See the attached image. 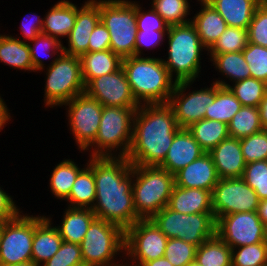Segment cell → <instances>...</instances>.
Segmentation results:
<instances>
[{
  "label": "cell",
  "mask_w": 267,
  "mask_h": 266,
  "mask_svg": "<svg viewBox=\"0 0 267 266\" xmlns=\"http://www.w3.org/2000/svg\"><path fill=\"white\" fill-rule=\"evenodd\" d=\"M110 49V33L100 21L91 32L88 51L96 52Z\"/></svg>",
  "instance_id": "cell-50"
},
{
  "label": "cell",
  "mask_w": 267,
  "mask_h": 266,
  "mask_svg": "<svg viewBox=\"0 0 267 266\" xmlns=\"http://www.w3.org/2000/svg\"><path fill=\"white\" fill-rule=\"evenodd\" d=\"M187 130L205 152H209L229 137L228 125L211 119L199 120L191 124Z\"/></svg>",
  "instance_id": "cell-31"
},
{
  "label": "cell",
  "mask_w": 267,
  "mask_h": 266,
  "mask_svg": "<svg viewBox=\"0 0 267 266\" xmlns=\"http://www.w3.org/2000/svg\"><path fill=\"white\" fill-rule=\"evenodd\" d=\"M99 22L100 0L85 1L81 7L76 5V22L67 37L69 48L63 45V52L78 57L87 53L91 32Z\"/></svg>",
  "instance_id": "cell-18"
},
{
  "label": "cell",
  "mask_w": 267,
  "mask_h": 266,
  "mask_svg": "<svg viewBox=\"0 0 267 266\" xmlns=\"http://www.w3.org/2000/svg\"><path fill=\"white\" fill-rule=\"evenodd\" d=\"M259 4L267 6V0H259Z\"/></svg>",
  "instance_id": "cell-59"
},
{
  "label": "cell",
  "mask_w": 267,
  "mask_h": 266,
  "mask_svg": "<svg viewBox=\"0 0 267 266\" xmlns=\"http://www.w3.org/2000/svg\"><path fill=\"white\" fill-rule=\"evenodd\" d=\"M265 241H266V244H267V227H266V240Z\"/></svg>",
  "instance_id": "cell-61"
},
{
  "label": "cell",
  "mask_w": 267,
  "mask_h": 266,
  "mask_svg": "<svg viewBox=\"0 0 267 266\" xmlns=\"http://www.w3.org/2000/svg\"><path fill=\"white\" fill-rule=\"evenodd\" d=\"M166 34L167 31L137 30L135 56H142L143 48H155L160 43L162 44Z\"/></svg>",
  "instance_id": "cell-49"
},
{
  "label": "cell",
  "mask_w": 267,
  "mask_h": 266,
  "mask_svg": "<svg viewBox=\"0 0 267 266\" xmlns=\"http://www.w3.org/2000/svg\"><path fill=\"white\" fill-rule=\"evenodd\" d=\"M138 107L103 106L95 141L86 149L90 156L126 157L133 134L134 116ZM90 148V149H89ZM119 150L120 152L115 151ZM113 151V152H112Z\"/></svg>",
  "instance_id": "cell-6"
},
{
  "label": "cell",
  "mask_w": 267,
  "mask_h": 266,
  "mask_svg": "<svg viewBox=\"0 0 267 266\" xmlns=\"http://www.w3.org/2000/svg\"><path fill=\"white\" fill-rule=\"evenodd\" d=\"M85 92L103 106L139 107L136 102L126 74L119 70L93 78L86 86Z\"/></svg>",
  "instance_id": "cell-17"
},
{
  "label": "cell",
  "mask_w": 267,
  "mask_h": 266,
  "mask_svg": "<svg viewBox=\"0 0 267 266\" xmlns=\"http://www.w3.org/2000/svg\"><path fill=\"white\" fill-rule=\"evenodd\" d=\"M5 266H37L33 261H28L20 264H12V265H5Z\"/></svg>",
  "instance_id": "cell-57"
},
{
  "label": "cell",
  "mask_w": 267,
  "mask_h": 266,
  "mask_svg": "<svg viewBox=\"0 0 267 266\" xmlns=\"http://www.w3.org/2000/svg\"><path fill=\"white\" fill-rule=\"evenodd\" d=\"M247 30L249 43L267 48V6H257Z\"/></svg>",
  "instance_id": "cell-47"
},
{
  "label": "cell",
  "mask_w": 267,
  "mask_h": 266,
  "mask_svg": "<svg viewBox=\"0 0 267 266\" xmlns=\"http://www.w3.org/2000/svg\"><path fill=\"white\" fill-rule=\"evenodd\" d=\"M152 8L169 25L189 23L191 20L186 17L190 15V4L188 0H152Z\"/></svg>",
  "instance_id": "cell-39"
},
{
  "label": "cell",
  "mask_w": 267,
  "mask_h": 266,
  "mask_svg": "<svg viewBox=\"0 0 267 266\" xmlns=\"http://www.w3.org/2000/svg\"><path fill=\"white\" fill-rule=\"evenodd\" d=\"M76 22V5L69 0L57 2L45 15L42 34L61 42L59 37H68Z\"/></svg>",
  "instance_id": "cell-24"
},
{
  "label": "cell",
  "mask_w": 267,
  "mask_h": 266,
  "mask_svg": "<svg viewBox=\"0 0 267 266\" xmlns=\"http://www.w3.org/2000/svg\"><path fill=\"white\" fill-rule=\"evenodd\" d=\"M84 168H79L78 165L71 159H65L58 163L50 176V190L57 199L65 200L72 189L77 175Z\"/></svg>",
  "instance_id": "cell-36"
},
{
  "label": "cell",
  "mask_w": 267,
  "mask_h": 266,
  "mask_svg": "<svg viewBox=\"0 0 267 266\" xmlns=\"http://www.w3.org/2000/svg\"><path fill=\"white\" fill-rule=\"evenodd\" d=\"M245 163L267 160V130L240 139Z\"/></svg>",
  "instance_id": "cell-44"
},
{
  "label": "cell",
  "mask_w": 267,
  "mask_h": 266,
  "mask_svg": "<svg viewBox=\"0 0 267 266\" xmlns=\"http://www.w3.org/2000/svg\"><path fill=\"white\" fill-rule=\"evenodd\" d=\"M192 84L193 81L177 82L167 103L172 108L180 128H188L191 124L204 119L205 108L215 100V82L210 88L205 87L185 93Z\"/></svg>",
  "instance_id": "cell-16"
},
{
  "label": "cell",
  "mask_w": 267,
  "mask_h": 266,
  "mask_svg": "<svg viewBox=\"0 0 267 266\" xmlns=\"http://www.w3.org/2000/svg\"><path fill=\"white\" fill-rule=\"evenodd\" d=\"M51 217L34 216V237L32 242V261L41 266L59 250L63 239L57 227L52 226Z\"/></svg>",
  "instance_id": "cell-22"
},
{
  "label": "cell",
  "mask_w": 267,
  "mask_h": 266,
  "mask_svg": "<svg viewBox=\"0 0 267 266\" xmlns=\"http://www.w3.org/2000/svg\"><path fill=\"white\" fill-rule=\"evenodd\" d=\"M198 1L203 8L195 14L191 22L196 27L202 44L209 50L228 26L211 4L206 0Z\"/></svg>",
  "instance_id": "cell-25"
},
{
  "label": "cell",
  "mask_w": 267,
  "mask_h": 266,
  "mask_svg": "<svg viewBox=\"0 0 267 266\" xmlns=\"http://www.w3.org/2000/svg\"><path fill=\"white\" fill-rule=\"evenodd\" d=\"M10 118L11 116L8 107L0 96V131L3 129V127H5L6 123L11 120Z\"/></svg>",
  "instance_id": "cell-53"
},
{
  "label": "cell",
  "mask_w": 267,
  "mask_h": 266,
  "mask_svg": "<svg viewBox=\"0 0 267 266\" xmlns=\"http://www.w3.org/2000/svg\"><path fill=\"white\" fill-rule=\"evenodd\" d=\"M232 248L217 235L196 248L195 260L201 266H232Z\"/></svg>",
  "instance_id": "cell-33"
},
{
  "label": "cell",
  "mask_w": 267,
  "mask_h": 266,
  "mask_svg": "<svg viewBox=\"0 0 267 266\" xmlns=\"http://www.w3.org/2000/svg\"><path fill=\"white\" fill-rule=\"evenodd\" d=\"M242 53L251 77L267 84V48L248 42Z\"/></svg>",
  "instance_id": "cell-43"
},
{
  "label": "cell",
  "mask_w": 267,
  "mask_h": 266,
  "mask_svg": "<svg viewBox=\"0 0 267 266\" xmlns=\"http://www.w3.org/2000/svg\"><path fill=\"white\" fill-rule=\"evenodd\" d=\"M175 185L174 174L159 166L133 165V202L141 219L166 207Z\"/></svg>",
  "instance_id": "cell-5"
},
{
  "label": "cell",
  "mask_w": 267,
  "mask_h": 266,
  "mask_svg": "<svg viewBox=\"0 0 267 266\" xmlns=\"http://www.w3.org/2000/svg\"><path fill=\"white\" fill-rule=\"evenodd\" d=\"M216 84L228 87L242 106L259 107L267 93V84L261 80L249 77L230 85L224 80H216Z\"/></svg>",
  "instance_id": "cell-34"
},
{
  "label": "cell",
  "mask_w": 267,
  "mask_h": 266,
  "mask_svg": "<svg viewBox=\"0 0 267 266\" xmlns=\"http://www.w3.org/2000/svg\"><path fill=\"white\" fill-rule=\"evenodd\" d=\"M167 206L171 210L185 214L213 213L212 192L174 185Z\"/></svg>",
  "instance_id": "cell-23"
},
{
  "label": "cell",
  "mask_w": 267,
  "mask_h": 266,
  "mask_svg": "<svg viewBox=\"0 0 267 266\" xmlns=\"http://www.w3.org/2000/svg\"><path fill=\"white\" fill-rule=\"evenodd\" d=\"M168 57L162 59L176 82L195 81L201 72V51H208L202 44L196 27L189 23L171 25L167 30ZM175 74V75H173Z\"/></svg>",
  "instance_id": "cell-4"
},
{
  "label": "cell",
  "mask_w": 267,
  "mask_h": 266,
  "mask_svg": "<svg viewBox=\"0 0 267 266\" xmlns=\"http://www.w3.org/2000/svg\"><path fill=\"white\" fill-rule=\"evenodd\" d=\"M63 105L68 106V124L77 147L85 151L97 137L103 105L86 92Z\"/></svg>",
  "instance_id": "cell-13"
},
{
  "label": "cell",
  "mask_w": 267,
  "mask_h": 266,
  "mask_svg": "<svg viewBox=\"0 0 267 266\" xmlns=\"http://www.w3.org/2000/svg\"><path fill=\"white\" fill-rule=\"evenodd\" d=\"M210 61H212L216 70L226 75L225 78L235 82L251 77L248 63L245 61L242 51L229 52L223 54H210Z\"/></svg>",
  "instance_id": "cell-35"
},
{
  "label": "cell",
  "mask_w": 267,
  "mask_h": 266,
  "mask_svg": "<svg viewBox=\"0 0 267 266\" xmlns=\"http://www.w3.org/2000/svg\"><path fill=\"white\" fill-rule=\"evenodd\" d=\"M2 222H0V238H1Z\"/></svg>",
  "instance_id": "cell-60"
},
{
  "label": "cell",
  "mask_w": 267,
  "mask_h": 266,
  "mask_svg": "<svg viewBox=\"0 0 267 266\" xmlns=\"http://www.w3.org/2000/svg\"><path fill=\"white\" fill-rule=\"evenodd\" d=\"M228 27L248 29L259 0H206Z\"/></svg>",
  "instance_id": "cell-27"
},
{
  "label": "cell",
  "mask_w": 267,
  "mask_h": 266,
  "mask_svg": "<svg viewBox=\"0 0 267 266\" xmlns=\"http://www.w3.org/2000/svg\"><path fill=\"white\" fill-rule=\"evenodd\" d=\"M167 241L166 235L150 219H140L125 231L127 255L124 256L132 259V266H141L164 257Z\"/></svg>",
  "instance_id": "cell-12"
},
{
  "label": "cell",
  "mask_w": 267,
  "mask_h": 266,
  "mask_svg": "<svg viewBox=\"0 0 267 266\" xmlns=\"http://www.w3.org/2000/svg\"><path fill=\"white\" fill-rule=\"evenodd\" d=\"M27 17L23 19L20 25L22 36H24V42H27L26 40H28V42L32 41L38 35L42 34L43 20H44V18H41L38 15H35V13H34V17L30 18V20L29 18L27 19Z\"/></svg>",
  "instance_id": "cell-51"
},
{
  "label": "cell",
  "mask_w": 267,
  "mask_h": 266,
  "mask_svg": "<svg viewBox=\"0 0 267 266\" xmlns=\"http://www.w3.org/2000/svg\"><path fill=\"white\" fill-rule=\"evenodd\" d=\"M64 212L61 226H57L60 236L65 242L80 244L96 215L89 208L68 207Z\"/></svg>",
  "instance_id": "cell-28"
},
{
  "label": "cell",
  "mask_w": 267,
  "mask_h": 266,
  "mask_svg": "<svg viewBox=\"0 0 267 266\" xmlns=\"http://www.w3.org/2000/svg\"><path fill=\"white\" fill-rule=\"evenodd\" d=\"M219 179L208 152L174 174L175 185L178 187L198 188L211 192Z\"/></svg>",
  "instance_id": "cell-19"
},
{
  "label": "cell",
  "mask_w": 267,
  "mask_h": 266,
  "mask_svg": "<svg viewBox=\"0 0 267 266\" xmlns=\"http://www.w3.org/2000/svg\"><path fill=\"white\" fill-rule=\"evenodd\" d=\"M96 218L126 231L141 218L133 202V164L127 157L93 156Z\"/></svg>",
  "instance_id": "cell-1"
},
{
  "label": "cell",
  "mask_w": 267,
  "mask_h": 266,
  "mask_svg": "<svg viewBox=\"0 0 267 266\" xmlns=\"http://www.w3.org/2000/svg\"><path fill=\"white\" fill-rule=\"evenodd\" d=\"M41 266H84L80 244L63 241L56 254Z\"/></svg>",
  "instance_id": "cell-46"
},
{
  "label": "cell",
  "mask_w": 267,
  "mask_h": 266,
  "mask_svg": "<svg viewBox=\"0 0 267 266\" xmlns=\"http://www.w3.org/2000/svg\"><path fill=\"white\" fill-rule=\"evenodd\" d=\"M141 266H173L165 257L144 262Z\"/></svg>",
  "instance_id": "cell-56"
},
{
  "label": "cell",
  "mask_w": 267,
  "mask_h": 266,
  "mask_svg": "<svg viewBox=\"0 0 267 266\" xmlns=\"http://www.w3.org/2000/svg\"><path fill=\"white\" fill-rule=\"evenodd\" d=\"M84 266H121L115 257L125 254V231L103 219L95 218L80 243Z\"/></svg>",
  "instance_id": "cell-8"
},
{
  "label": "cell",
  "mask_w": 267,
  "mask_h": 266,
  "mask_svg": "<svg viewBox=\"0 0 267 266\" xmlns=\"http://www.w3.org/2000/svg\"><path fill=\"white\" fill-rule=\"evenodd\" d=\"M180 129L167 103L140 105L134 116L127 159L133 165L159 166Z\"/></svg>",
  "instance_id": "cell-2"
},
{
  "label": "cell",
  "mask_w": 267,
  "mask_h": 266,
  "mask_svg": "<svg viewBox=\"0 0 267 266\" xmlns=\"http://www.w3.org/2000/svg\"><path fill=\"white\" fill-rule=\"evenodd\" d=\"M0 62L16 69L34 71L28 43L11 35L0 34Z\"/></svg>",
  "instance_id": "cell-30"
},
{
  "label": "cell",
  "mask_w": 267,
  "mask_h": 266,
  "mask_svg": "<svg viewBox=\"0 0 267 266\" xmlns=\"http://www.w3.org/2000/svg\"><path fill=\"white\" fill-rule=\"evenodd\" d=\"M216 235L231 248L266 242V227L257 211L240 212L220 217Z\"/></svg>",
  "instance_id": "cell-15"
},
{
  "label": "cell",
  "mask_w": 267,
  "mask_h": 266,
  "mask_svg": "<svg viewBox=\"0 0 267 266\" xmlns=\"http://www.w3.org/2000/svg\"><path fill=\"white\" fill-rule=\"evenodd\" d=\"M100 21L110 33V49L122 59L135 55L136 2L100 0Z\"/></svg>",
  "instance_id": "cell-7"
},
{
  "label": "cell",
  "mask_w": 267,
  "mask_h": 266,
  "mask_svg": "<svg viewBox=\"0 0 267 266\" xmlns=\"http://www.w3.org/2000/svg\"><path fill=\"white\" fill-rule=\"evenodd\" d=\"M231 261L232 266H267L266 242L232 248Z\"/></svg>",
  "instance_id": "cell-41"
},
{
  "label": "cell",
  "mask_w": 267,
  "mask_h": 266,
  "mask_svg": "<svg viewBox=\"0 0 267 266\" xmlns=\"http://www.w3.org/2000/svg\"><path fill=\"white\" fill-rule=\"evenodd\" d=\"M204 153L205 151L200 147L187 128H181L175 134L167 156L159 167L167 170L171 174H175Z\"/></svg>",
  "instance_id": "cell-21"
},
{
  "label": "cell",
  "mask_w": 267,
  "mask_h": 266,
  "mask_svg": "<svg viewBox=\"0 0 267 266\" xmlns=\"http://www.w3.org/2000/svg\"><path fill=\"white\" fill-rule=\"evenodd\" d=\"M28 45H29V49H30L31 62L33 64V69L35 72H37V71L41 72V70L45 69L44 65H46V64H44V62H43L44 59L42 60L44 55L47 54L48 58L51 55V58H53L52 56H54V55L59 56L63 52V48H62L63 43L58 41L56 38H53V37H51L49 35H45V34L38 35L32 41L28 42ZM45 57H47V56H45Z\"/></svg>",
  "instance_id": "cell-38"
},
{
  "label": "cell",
  "mask_w": 267,
  "mask_h": 266,
  "mask_svg": "<svg viewBox=\"0 0 267 266\" xmlns=\"http://www.w3.org/2000/svg\"><path fill=\"white\" fill-rule=\"evenodd\" d=\"M241 108L242 104L228 87L215 83V100L205 108V119L220 121L228 125Z\"/></svg>",
  "instance_id": "cell-32"
},
{
  "label": "cell",
  "mask_w": 267,
  "mask_h": 266,
  "mask_svg": "<svg viewBox=\"0 0 267 266\" xmlns=\"http://www.w3.org/2000/svg\"><path fill=\"white\" fill-rule=\"evenodd\" d=\"M122 68L139 105L168 103L177 82L162 59L134 55L123 58Z\"/></svg>",
  "instance_id": "cell-3"
},
{
  "label": "cell",
  "mask_w": 267,
  "mask_h": 266,
  "mask_svg": "<svg viewBox=\"0 0 267 266\" xmlns=\"http://www.w3.org/2000/svg\"><path fill=\"white\" fill-rule=\"evenodd\" d=\"M259 108L261 125L264 130H267V93L261 101Z\"/></svg>",
  "instance_id": "cell-54"
},
{
  "label": "cell",
  "mask_w": 267,
  "mask_h": 266,
  "mask_svg": "<svg viewBox=\"0 0 267 266\" xmlns=\"http://www.w3.org/2000/svg\"><path fill=\"white\" fill-rule=\"evenodd\" d=\"M257 213L265 227H267V199L259 202Z\"/></svg>",
  "instance_id": "cell-55"
},
{
  "label": "cell",
  "mask_w": 267,
  "mask_h": 266,
  "mask_svg": "<svg viewBox=\"0 0 267 266\" xmlns=\"http://www.w3.org/2000/svg\"><path fill=\"white\" fill-rule=\"evenodd\" d=\"M196 246L177 238H168L164 257L173 266H186L195 260Z\"/></svg>",
  "instance_id": "cell-45"
},
{
  "label": "cell",
  "mask_w": 267,
  "mask_h": 266,
  "mask_svg": "<svg viewBox=\"0 0 267 266\" xmlns=\"http://www.w3.org/2000/svg\"><path fill=\"white\" fill-rule=\"evenodd\" d=\"M150 220L167 238L181 239L196 247L216 235V220L213 213L185 214L166 206Z\"/></svg>",
  "instance_id": "cell-10"
},
{
  "label": "cell",
  "mask_w": 267,
  "mask_h": 266,
  "mask_svg": "<svg viewBox=\"0 0 267 266\" xmlns=\"http://www.w3.org/2000/svg\"><path fill=\"white\" fill-rule=\"evenodd\" d=\"M242 179L255 190L260 201L267 199V160L247 163Z\"/></svg>",
  "instance_id": "cell-42"
},
{
  "label": "cell",
  "mask_w": 267,
  "mask_h": 266,
  "mask_svg": "<svg viewBox=\"0 0 267 266\" xmlns=\"http://www.w3.org/2000/svg\"><path fill=\"white\" fill-rule=\"evenodd\" d=\"M47 67L44 102L46 107L63 106L75 96L85 92L78 56L64 52L54 57Z\"/></svg>",
  "instance_id": "cell-9"
},
{
  "label": "cell",
  "mask_w": 267,
  "mask_h": 266,
  "mask_svg": "<svg viewBox=\"0 0 267 266\" xmlns=\"http://www.w3.org/2000/svg\"><path fill=\"white\" fill-rule=\"evenodd\" d=\"M136 23L137 30H149V31H167L169 25L164 19L153 9L149 11L143 10L140 4L136 2Z\"/></svg>",
  "instance_id": "cell-48"
},
{
  "label": "cell",
  "mask_w": 267,
  "mask_h": 266,
  "mask_svg": "<svg viewBox=\"0 0 267 266\" xmlns=\"http://www.w3.org/2000/svg\"><path fill=\"white\" fill-rule=\"evenodd\" d=\"M87 166L77 175L69 196L65 201L72 208L92 209L95 203L96 188L93 173V156L90 157Z\"/></svg>",
  "instance_id": "cell-29"
},
{
  "label": "cell",
  "mask_w": 267,
  "mask_h": 266,
  "mask_svg": "<svg viewBox=\"0 0 267 266\" xmlns=\"http://www.w3.org/2000/svg\"><path fill=\"white\" fill-rule=\"evenodd\" d=\"M81 73L85 86L93 79L119 70L122 67V58L111 49L90 52L79 57Z\"/></svg>",
  "instance_id": "cell-26"
},
{
  "label": "cell",
  "mask_w": 267,
  "mask_h": 266,
  "mask_svg": "<svg viewBox=\"0 0 267 266\" xmlns=\"http://www.w3.org/2000/svg\"><path fill=\"white\" fill-rule=\"evenodd\" d=\"M13 201V198L0 187V222L15 218L20 209Z\"/></svg>",
  "instance_id": "cell-52"
},
{
  "label": "cell",
  "mask_w": 267,
  "mask_h": 266,
  "mask_svg": "<svg viewBox=\"0 0 267 266\" xmlns=\"http://www.w3.org/2000/svg\"><path fill=\"white\" fill-rule=\"evenodd\" d=\"M186 266H201L196 260L188 263Z\"/></svg>",
  "instance_id": "cell-58"
},
{
  "label": "cell",
  "mask_w": 267,
  "mask_h": 266,
  "mask_svg": "<svg viewBox=\"0 0 267 266\" xmlns=\"http://www.w3.org/2000/svg\"><path fill=\"white\" fill-rule=\"evenodd\" d=\"M22 211L13 219L2 222L0 266L32 261L34 216Z\"/></svg>",
  "instance_id": "cell-11"
},
{
  "label": "cell",
  "mask_w": 267,
  "mask_h": 266,
  "mask_svg": "<svg viewBox=\"0 0 267 266\" xmlns=\"http://www.w3.org/2000/svg\"><path fill=\"white\" fill-rule=\"evenodd\" d=\"M248 44V30L243 28L227 27L219 39L208 50L207 54H223L240 52Z\"/></svg>",
  "instance_id": "cell-40"
},
{
  "label": "cell",
  "mask_w": 267,
  "mask_h": 266,
  "mask_svg": "<svg viewBox=\"0 0 267 266\" xmlns=\"http://www.w3.org/2000/svg\"><path fill=\"white\" fill-rule=\"evenodd\" d=\"M259 198L242 178L219 179L212 191V211L215 220L220 217L257 211Z\"/></svg>",
  "instance_id": "cell-14"
},
{
  "label": "cell",
  "mask_w": 267,
  "mask_h": 266,
  "mask_svg": "<svg viewBox=\"0 0 267 266\" xmlns=\"http://www.w3.org/2000/svg\"><path fill=\"white\" fill-rule=\"evenodd\" d=\"M262 129L258 107L242 106L228 124L229 136L238 139L255 134Z\"/></svg>",
  "instance_id": "cell-37"
},
{
  "label": "cell",
  "mask_w": 267,
  "mask_h": 266,
  "mask_svg": "<svg viewBox=\"0 0 267 266\" xmlns=\"http://www.w3.org/2000/svg\"><path fill=\"white\" fill-rule=\"evenodd\" d=\"M220 179L242 178L246 167L240 139L228 137L209 152Z\"/></svg>",
  "instance_id": "cell-20"
},
{
  "label": "cell",
  "mask_w": 267,
  "mask_h": 266,
  "mask_svg": "<svg viewBox=\"0 0 267 266\" xmlns=\"http://www.w3.org/2000/svg\"><path fill=\"white\" fill-rule=\"evenodd\" d=\"M121 266H132V264H131V265H129V264H128V265H127V264L123 265V263H122V265H121Z\"/></svg>",
  "instance_id": "cell-62"
}]
</instances>
